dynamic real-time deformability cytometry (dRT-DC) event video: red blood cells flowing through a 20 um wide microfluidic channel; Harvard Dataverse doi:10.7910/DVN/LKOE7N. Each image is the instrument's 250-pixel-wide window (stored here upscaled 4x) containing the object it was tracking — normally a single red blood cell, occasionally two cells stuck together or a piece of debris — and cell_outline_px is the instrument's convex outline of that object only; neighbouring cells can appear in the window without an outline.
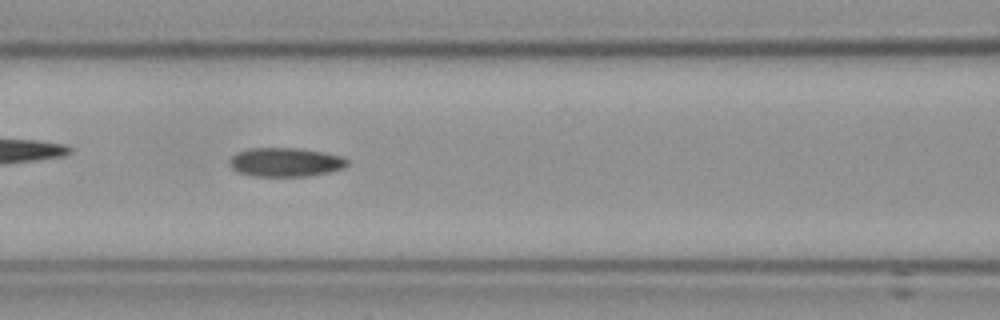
{"species": "Egyptian fruit bat (a non-hibernating species)", "species_latin": "Rousettus aegyptiacus", "temperature_condition": "cold", "stored_images_in_passage": 29, "camera_frame_rate_fps": 3000, "um_per_image_px": 0.085, "frame": {"image": 1, "passage_image": 13, "time_ms": 4.0, "image_size_px": [1000, 320], "cell_outline_px": [[348, 164], [344, 168], [328, 172], [304, 176], [252, 176], [240, 172], [232, 168], [228, 164], [232, 156], [236, 152], [248, 148], [300, 148], [324, 152], [340, 156], [348, 160]], "centroid_in_image_um": [24.25, 13.77], "position_along_channel_um": 142.4, "area_um2": 19.83}}